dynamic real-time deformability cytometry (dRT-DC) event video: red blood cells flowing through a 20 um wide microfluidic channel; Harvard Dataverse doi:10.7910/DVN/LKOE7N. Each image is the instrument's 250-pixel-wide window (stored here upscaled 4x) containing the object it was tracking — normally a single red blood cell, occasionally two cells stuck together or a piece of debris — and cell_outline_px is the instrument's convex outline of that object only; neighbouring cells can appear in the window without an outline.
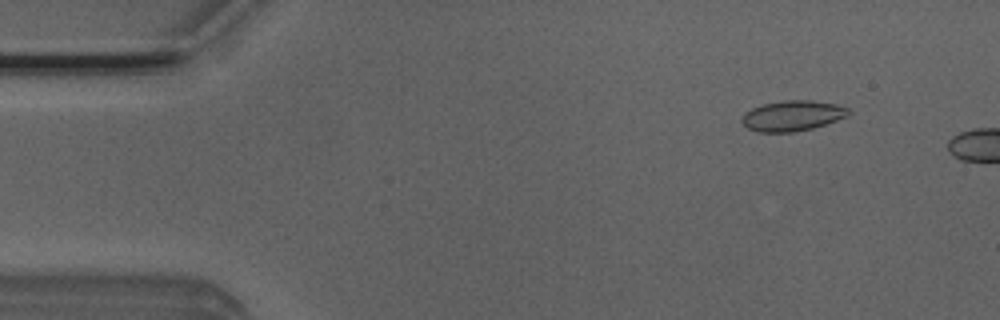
{"species": "Egyptian fruit bat (a non-hibernating species)", "species_latin": "Rousettus aegyptiacus", "temperature_condition": "room temperature", "stored_images_in_passage": 11, "camera_frame_rate_fps": 3000, "um_per_image_px": 0.085, "animal": {"sex": "male"}, "frame": {"image": 1, "passage_image": 5, "time_ms": 1.333, "image_size_px": [1000, 320], "cell_outline_px": [[848, 116], [812, 128], [796, 132], [756, 132], [748, 128], [740, 120], [744, 112], [752, 108], [764, 104], [784, 100], [808, 100], [836, 104], [848, 108]], "centroid_in_image_um": [67.31, 9.84], "position_along_channel_um": 17.7, "area_um2": 18.79}}